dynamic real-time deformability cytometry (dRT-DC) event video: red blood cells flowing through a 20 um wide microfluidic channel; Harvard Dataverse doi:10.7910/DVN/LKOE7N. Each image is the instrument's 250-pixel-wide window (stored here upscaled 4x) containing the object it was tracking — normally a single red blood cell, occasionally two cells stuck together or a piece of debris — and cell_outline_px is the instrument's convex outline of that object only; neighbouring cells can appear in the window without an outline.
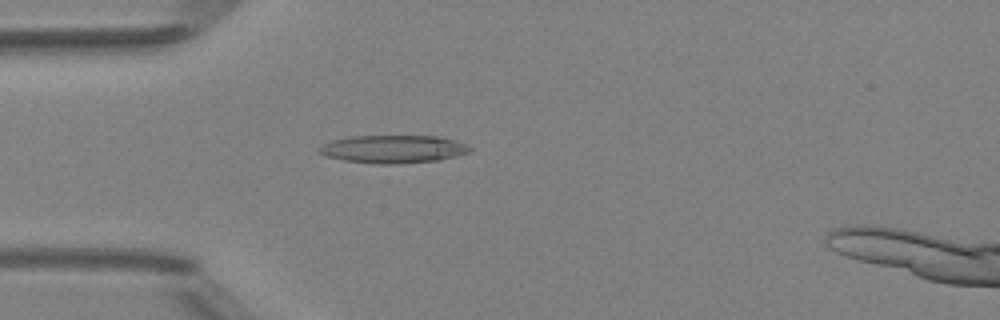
{"species": "Egyptian fruit bat (a non-hibernating species)", "species_latin": "Rousettus aegyptiacus", "temperature_condition": "room temperature", "stored_images_in_passage": 4, "camera_frame_rate_fps": 3000, "um_per_image_px": 0.085, "animal": {"sex": "female"}, "frame": {"image": 1, "passage_image": 4, "time_ms": 3.333, "image_size_px": [1000, 320], "cell_outline_px": [[472, 152], [440, 160], [400, 164], [372, 164], [344, 160], [324, 156], [316, 148], [332, 140], [352, 136], [436, 136], [456, 140], [468, 144], [472, 148]], "centroid_in_image_um": [33.46, 12.68], "position_along_channel_um": 51.5, "area_um2": 24.85}}